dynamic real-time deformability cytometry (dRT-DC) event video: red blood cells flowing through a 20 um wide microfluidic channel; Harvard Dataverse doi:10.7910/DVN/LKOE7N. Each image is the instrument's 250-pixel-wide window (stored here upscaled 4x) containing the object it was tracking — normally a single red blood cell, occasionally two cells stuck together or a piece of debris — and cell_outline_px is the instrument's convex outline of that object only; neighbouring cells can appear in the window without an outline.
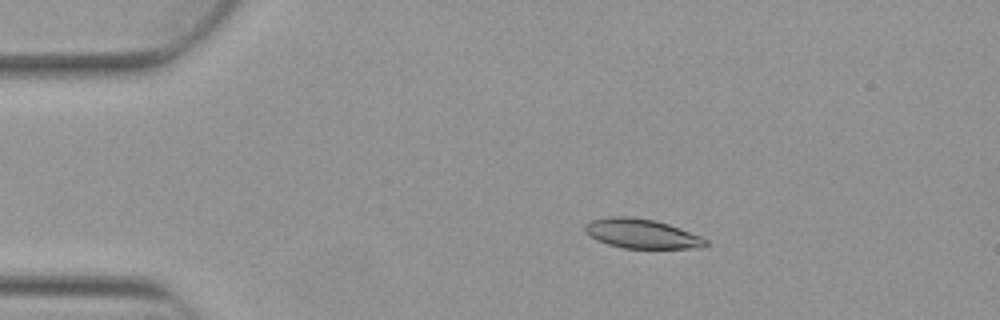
{"species": "Egyptian fruit bat (a non-hibernating species)", "species_latin": "Rousettus aegyptiacus", "temperature_condition": "warm", "stored_images_in_passage": 6, "camera_frame_rate_fps": 3000, "um_per_image_px": 0.085, "animal": {"sex": "female"}, "frame": {"image": 1, "passage_image": 2, "time_ms": 0.333, "image_size_px": [1000, 320], "cell_outline_px": [[708, 244], [704, 248], [624, 248], [608, 244], [596, 240], [584, 228], [584, 224], [592, 220], [612, 216], [624, 216], [656, 220], [680, 228], [700, 236], [708, 240]], "centroid_in_image_um": [54.58, 19.86], "position_along_channel_um": 30.4, "area_um2": 20.58}}
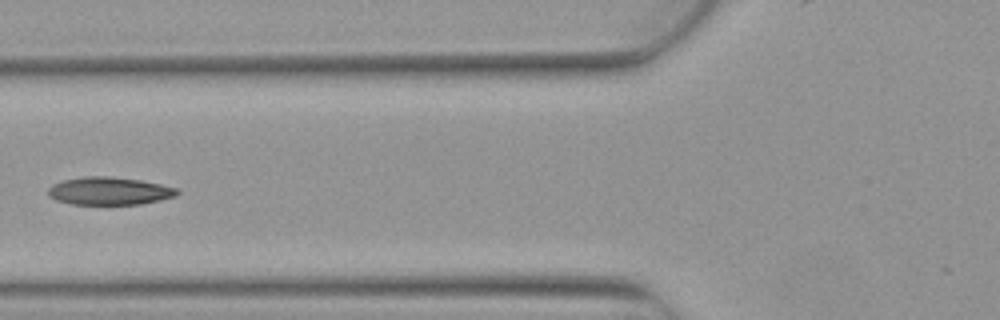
{"frame": {"image": 2, "passage_image": 5, "time_ms": 1.333, "image_size_px": [1000, 320], "cell_outline_px": [[180, 192], [176, 196], [160, 200], [140, 204], [72, 204], [56, 200], [48, 196], [48, 188], [52, 184], [64, 180], [84, 176], [108, 176], [140, 180], [160, 184], [176, 188]], "centroid_in_image_um": [9.28, 16.23], "position_along_channel_um": 116.5, "area_um2": 20.87}}
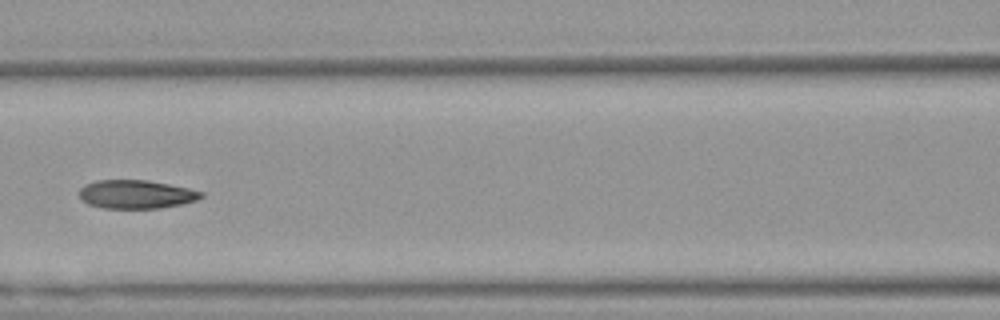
{"frame": {"image": 3, "passage_image": 6, "time_ms": 1.667, "image_size_px": [1000, 320], "cell_outline_px": [[204, 196], [196, 200], [184, 204], [160, 208], [100, 208], [88, 204], [80, 196], [80, 188], [84, 184], [96, 180], [148, 180], [188, 188], [204, 192]], "centroid_in_image_um": [11.59, 16.51], "position_along_channel_um": 155.0, "area_um2": 20.35}}